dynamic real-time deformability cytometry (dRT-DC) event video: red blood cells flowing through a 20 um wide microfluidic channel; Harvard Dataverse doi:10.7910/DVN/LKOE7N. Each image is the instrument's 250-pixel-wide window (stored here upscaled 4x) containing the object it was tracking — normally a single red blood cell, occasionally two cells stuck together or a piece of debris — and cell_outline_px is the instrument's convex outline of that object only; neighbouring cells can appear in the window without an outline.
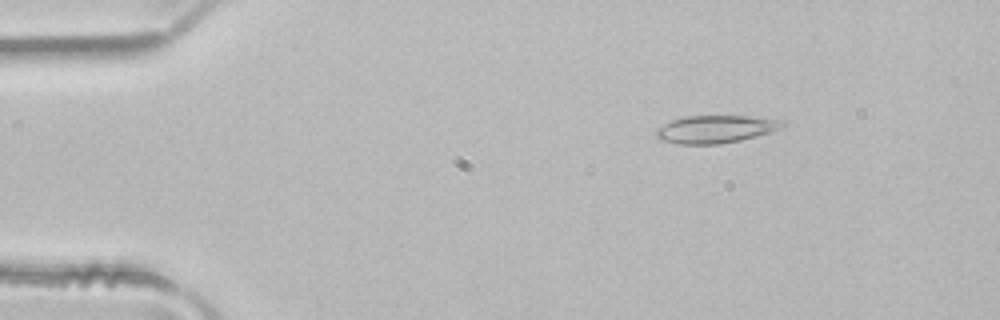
{"species": "common noctule bat (a hibernating species)", "species_latin": "Nyctalus noctula", "temperature_condition": "room temperature", "stored_images_in_passage": 3, "camera_frame_rate_fps": 3000, "um_per_image_px": 0.085, "animal": {"sex": "male", "body_mass_g": 21.5, "forearm_length_mm": 52.0}, "frame": {"image": 1, "passage_image": 2, "time_ms": 0.333, "image_size_px": [1000, 320], "cell_outline_px": [[788, 124], [772, 132], [740, 140], [720, 144], [680, 144], [660, 140], [656, 136], [656, 128], [672, 120], [684, 116], [748, 116], [784, 120]], "centroid_in_image_um": [60.84, 10.97], "position_along_channel_um": 24.2, "area_um2": 20.46}}